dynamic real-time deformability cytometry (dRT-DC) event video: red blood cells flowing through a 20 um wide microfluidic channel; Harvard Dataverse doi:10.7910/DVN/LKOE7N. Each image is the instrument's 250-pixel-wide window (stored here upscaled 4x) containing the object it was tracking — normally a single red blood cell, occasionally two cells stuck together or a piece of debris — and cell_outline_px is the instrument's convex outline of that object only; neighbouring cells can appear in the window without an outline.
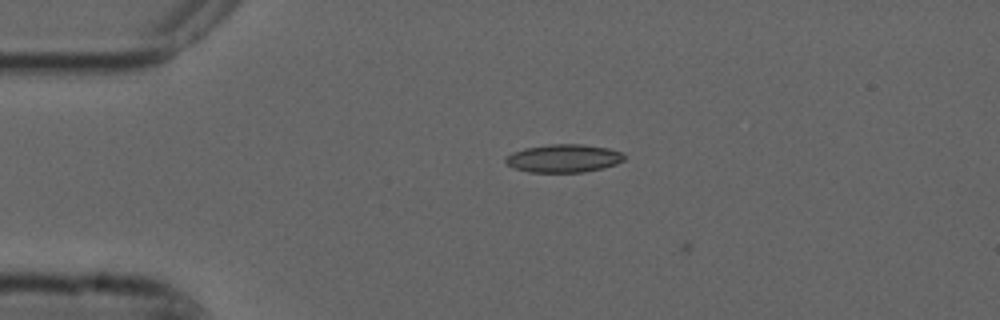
{"species": "common noctule bat (a hibernating species)", "species_latin": "Nyctalus noctula", "temperature_condition": "cold", "stored_images_in_passage": 5, "camera_frame_rate_fps": 3000, "um_per_image_px": 0.085, "animal": {"sex": "male", "forearm_length_mm": 52.5}, "frame": {"image": 1, "passage_image": 3, "time_ms": 0.667, "image_size_px": [1000, 320], "cell_outline_px": [[624, 160], [616, 164], [604, 168], [584, 172], [528, 172], [512, 168], [504, 160], [512, 152], [524, 148], [548, 144], [584, 144], [608, 148], [624, 152]], "centroid_in_image_um": [47.92, 13.45], "position_along_channel_um": 37.1, "area_um2": 19.59}}